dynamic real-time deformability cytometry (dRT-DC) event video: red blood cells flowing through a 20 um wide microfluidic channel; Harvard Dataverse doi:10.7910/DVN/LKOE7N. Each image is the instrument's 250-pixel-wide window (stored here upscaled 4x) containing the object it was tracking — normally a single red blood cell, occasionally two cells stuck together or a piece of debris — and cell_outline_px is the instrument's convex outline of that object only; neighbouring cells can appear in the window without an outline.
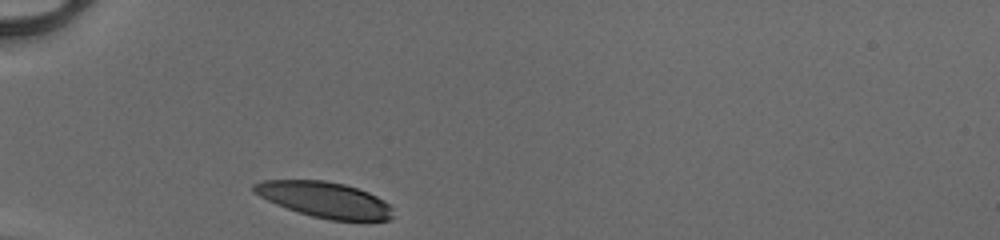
{"species": "human", "species_latin": "Homo sapiens", "temperature_condition": "cold", "stored_images_in_passage": 27, "camera_frame_rate_fps": 3000, "um_per_image_px": 0.085, "donor": {"sex": "male"}, "frame": {"image": 1, "passage_image": 1, "time_ms": 0.0, "image_size_px": [1000, 240], "cell_outline_px": [[396, 216], [392, 220], [328, 220], [312, 216], [276, 204], [252, 192], [252, 184], [260, 180], [324, 180], [344, 184], [368, 192], [384, 200], [392, 208]], "centroid_in_image_um": [27.61, 16.97], "position_along_channel_um": 57.4, "area_um2": 28.96}}
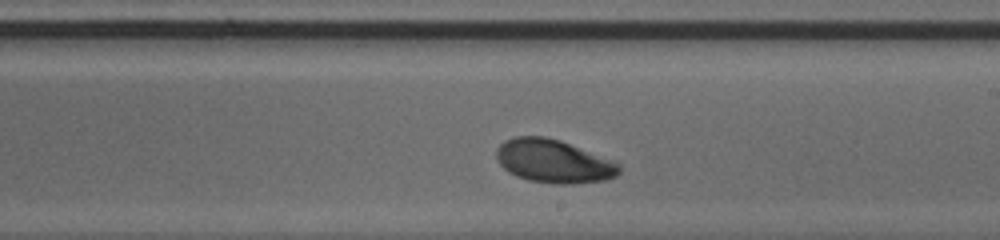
{"frame": {"image": 2, "passage_image": 16, "time_ms": 5.0, "image_size_px": [1000, 240], "cell_outline_px": [[620, 172], [616, 176], [604, 180], [572, 184], [552, 184], [528, 180], [516, 176], [508, 172], [496, 160], [496, 148], [504, 140], [516, 136], [544, 136], [560, 140], [620, 164]], "centroid_in_image_um": [47.0, 13.71], "position_along_channel_um": 242.0, "area_um2": 30.92}}
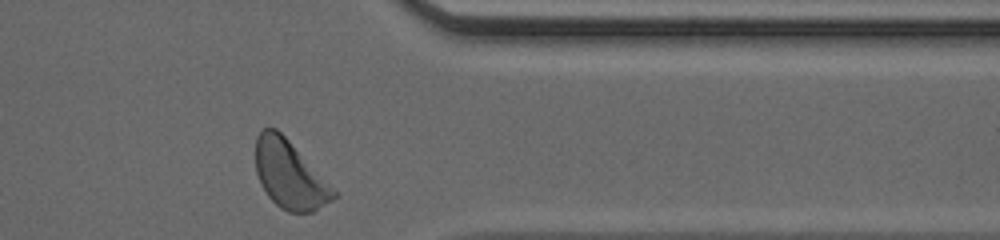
{"frame": {"image": 3, "passage_image": 27, "time_ms": 8.667, "image_size_px": [1000, 240], "cell_outline_px": [[336, 196], [332, 200], [312, 212], [288, 212], [280, 208], [268, 196], [260, 184], [256, 172], [256, 136], [264, 128], [276, 128], [288, 140], [336, 192]], "centroid_in_image_um": [24.57, 14.86], "position_along_channel_um": 386.8, "area_um2": 30.11}, "authors_computed_cell_mechanics": {"area_um2": 30.923, "velocity_mm_per_s": 4.0704, "shape_relaxation_time_tau1_ms": 2.4732, "shape_relaxation_time_tau2_ms": 6.413, "deformation_change_tau1": 0.1419, "deformation_change_tau2": 0.1266}}